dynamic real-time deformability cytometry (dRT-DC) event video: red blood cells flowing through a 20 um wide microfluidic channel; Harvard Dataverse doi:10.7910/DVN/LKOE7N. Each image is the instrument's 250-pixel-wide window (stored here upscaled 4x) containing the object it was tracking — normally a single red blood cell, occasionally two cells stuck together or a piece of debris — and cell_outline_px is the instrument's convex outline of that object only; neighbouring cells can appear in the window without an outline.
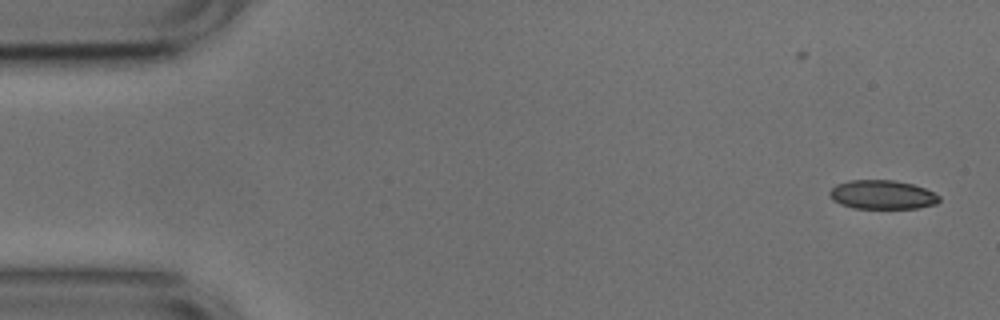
{"species": "common noctule bat (a hibernating species)", "species_latin": "Nyctalus noctula", "temperature_condition": "cold", "stored_images_in_passage": 51, "camera_frame_rate_fps": 3000, "um_per_image_px": 0.085, "animal": {"sex": "male", "body_mass_g": 17.9, "forearm_length_mm": 54.2}, "frame": {"image": 1, "passage_image": 1, "time_ms": 0.0, "image_size_px": [1000, 320], "cell_outline_px": [[940, 200], [936, 204], [916, 208], [852, 208], [840, 204], [832, 200], [828, 192], [836, 184], [848, 180], [896, 180], [912, 184], [924, 188], [940, 196]], "centroid_in_image_um": [74.96, 16.54], "position_along_channel_um": 10.0, "area_um2": 18.55}}
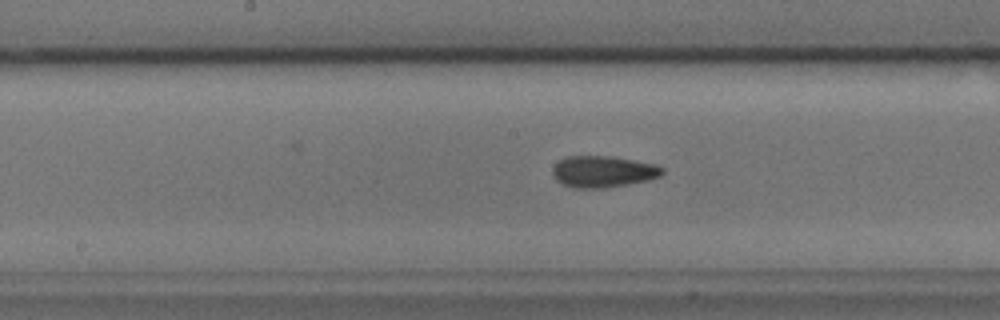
{"frame": {"image": 2, "passage_image": 25, "time_ms": 8.0, "image_size_px": [1000, 320], "cell_outline_px": [[664, 172], [660, 176], [648, 180], [628, 184], [604, 188], [572, 188], [556, 180], [552, 176], [552, 168], [560, 160], [568, 156], [612, 156], [652, 164], [664, 168]], "centroid_in_image_um": [51.23, 14.59], "position_along_channel_um": 197.0, "area_um2": 20.06}}
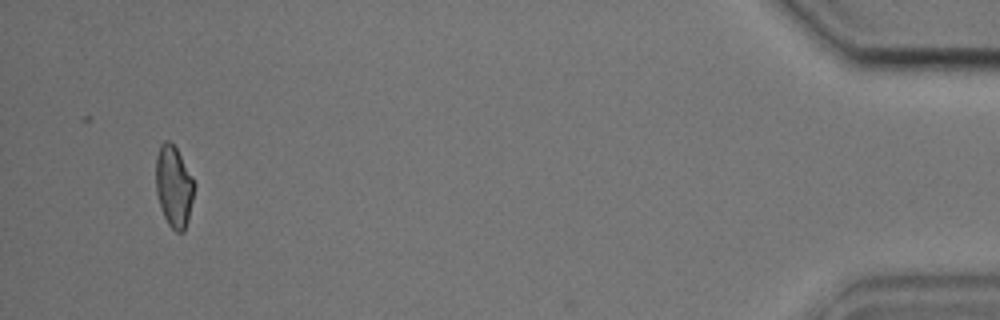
{"frame": {"image": 3, "passage_image": 49, "time_ms": 16.0, "image_size_px": [1000, 320], "cell_outline_px": [[196, 184], [188, 220], [184, 232], [176, 232], [168, 224], [164, 216], [156, 192], [156, 156], [160, 144], [164, 140], [168, 140], [176, 148]], "centroid_in_image_um": [14.78, 15.85], "position_along_channel_um": 420.4, "area_um2": 18.15}, "authors_computed_cell_mechanics": {"area_um2": 19.1896, "velocity_mm_per_s": 3.7775, "shape_relaxation_time_tau1_ms": null, "shape_relaxation_time_tau2_ms": 2.7896, "deformation_change_tau1": null, "deformation_change_tau2": 0.0776}}